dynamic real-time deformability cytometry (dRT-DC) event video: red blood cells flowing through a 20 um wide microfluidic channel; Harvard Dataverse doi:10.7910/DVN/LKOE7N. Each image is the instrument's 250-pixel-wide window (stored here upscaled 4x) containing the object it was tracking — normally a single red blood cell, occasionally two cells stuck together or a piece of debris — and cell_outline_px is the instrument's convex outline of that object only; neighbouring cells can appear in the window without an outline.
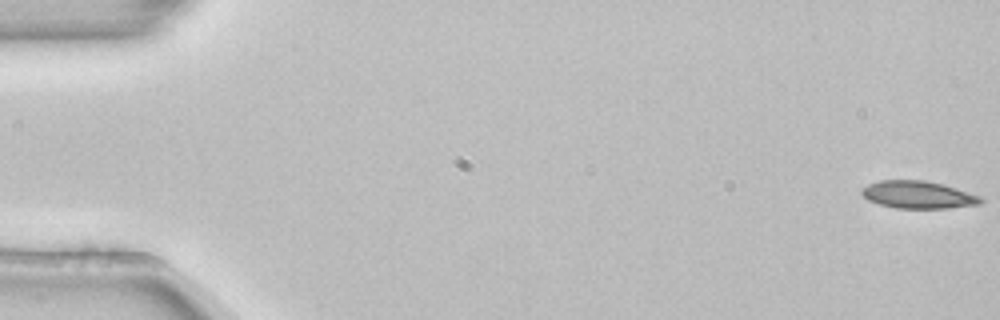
{"species": "common noctule bat (a hibernating species)", "species_latin": "Nyctalus noctula", "temperature_condition": "room temperature", "stored_images_in_passage": 54, "camera_frame_rate_fps": 3000, "um_per_image_px": 0.085, "animal": {"sex": "female", "body_mass_g": 22.7, "forearm_length_mm": 54.2}, "frame": {"image": 1, "passage_image": 1, "time_ms": 0.0, "image_size_px": [1000, 320], "cell_outline_px": [[984, 200], [980, 204], [948, 208], [896, 208], [880, 204], [868, 200], [860, 192], [860, 188], [868, 184], [880, 180], [924, 180], [944, 184], [980, 196]], "centroid_in_image_um": [78.02, 16.54], "position_along_channel_um": 7.0, "area_um2": 19.07}}
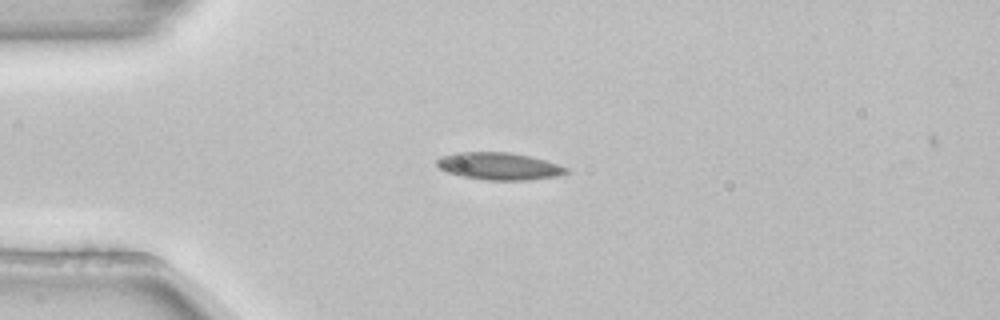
{"frame": {"image": 2, "passage_image": 14, "time_ms": 4.333, "image_size_px": [1000, 320], "cell_outline_px": [[572, 172], [556, 176], [528, 180], [484, 180], [464, 176], [448, 172], [440, 168], [436, 164], [436, 160], [440, 156], [456, 152], [508, 152], [528, 156], [544, 160], [568, 168]], "centroid_in_image_um": [42.41, 14.12], "position_along_channel_um": 42.6, "area_um2": 20.46}}
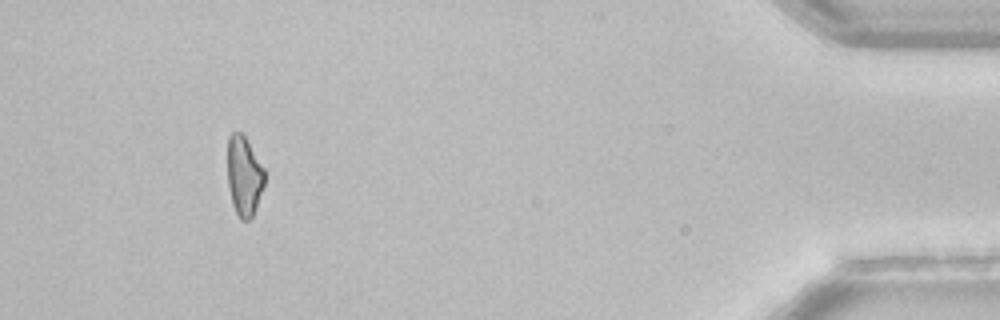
{"frame": {"image": 3, "passage_image": 50, "time_ms": 16.333, "image_size_px": [1000, 320], "cell_outline_px": [[264, 184], [256, 208], [252, 216], [248, 220], [240, 220], [232, 204], [228, 184], [228, 136], [232, 132], [240, 132], [244, 136], [264, 168]], "centroid_in_image_um": [20.74, 14.97], "position_along_channel_um": 414.5, "area_um2": 16.99}, "authors_computed_cell_mechanics": {"area_um2": 19.2474, "velocity_mm_per_s": 3.8661, "shape_relaxation_time_tau1_ms": 5.72, "shape_relaxation_time_tau2_ms": null, "deformation_change_tau1": 0.1407, "deformation_change_tau2": null}}